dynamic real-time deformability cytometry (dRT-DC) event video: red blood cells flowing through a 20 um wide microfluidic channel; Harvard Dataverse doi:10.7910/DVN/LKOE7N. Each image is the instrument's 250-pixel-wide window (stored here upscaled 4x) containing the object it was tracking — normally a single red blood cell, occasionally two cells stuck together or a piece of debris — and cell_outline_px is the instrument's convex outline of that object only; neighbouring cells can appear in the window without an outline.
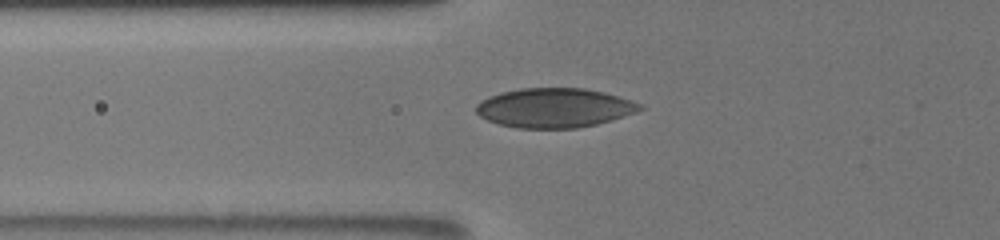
{"species": "human", "species_latin": "Homo sapiens", "temperature_condition": "room temperature", "stored_images_in_passage": 5, "camera_frame_rate_fps": 3000, "um_per_image_px": 0.085, "donor": {"sex": "male"}, "frame": {"image": 1, "passage_image": 2, "time_ms": 0.667, "image_size_px": [1000, 240], "cell_outline_px": [[644, 108], [636, 112], [612, 120], [596, 124], [576, 128], [516, 128], [500, 124], [488, 120], [480, 116], [476, 112], [476, 104], [480, 100], [488, 96], [500, 92], [520, 88], [584, 88], [604, 92], [640, 104]], "centroid_in_image_um": [47.08, 9.16], "position_along_channel_um": 78.7, "area_um2": 37.51}}
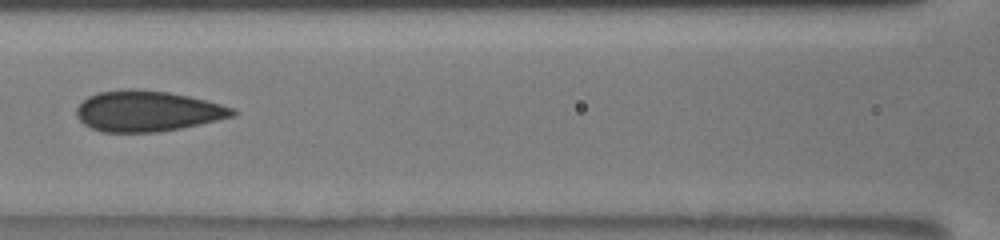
{"frame": {"image": 2, "passage_image": 4, "time_ms": 2.667, "image_size_px": [1000, 240], "cell_outline_px": [[236, 116], [200, 124], [180, 128], [156, 132], [104, 132], [92, 128], [84, 124], [76, 116], [76, 108], [88, 96], [96, 92], [120, 88], [136, 88], [168, 92], [188, 96], [236, 108]], "centroid_in_image_um": [12.51, 9.43], "position_along_channel_um": 154.1, "area_um2": 37.22}}